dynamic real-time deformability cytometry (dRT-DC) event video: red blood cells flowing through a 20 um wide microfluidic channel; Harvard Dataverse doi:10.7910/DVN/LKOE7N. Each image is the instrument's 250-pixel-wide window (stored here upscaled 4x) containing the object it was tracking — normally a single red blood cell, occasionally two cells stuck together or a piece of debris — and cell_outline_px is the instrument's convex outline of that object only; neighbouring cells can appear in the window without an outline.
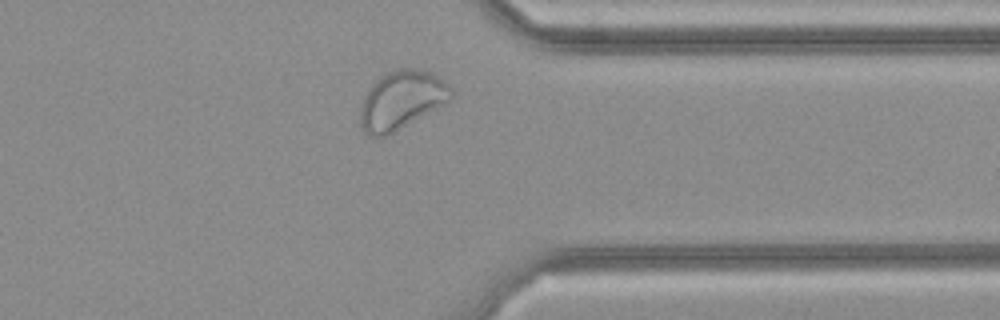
{"species": "common noctule bat (a hibernating species)", "species_latin": "Nyctalus noctula", "temperature_condition": "cold", "stored_images_in_passage": 29, "camera_frame_rate_fps": 3000, "um_per_image_px": 0.085, "animal": {"sex": "female", "body_mass_g": 21.9}, "frame": {"image": 1, "passage_image": 21, "time_ms": 6.667, "image_size_px": [1000, 320], "cell_outline_px": [[452, 96], [448, 100], [392, 132], [384, 136], [368, 136], [360, 128], [360, 108], [364, 96], [372, 84], [380, 76], [400, 68], [420, 68], [436, 76], [448, 84], [452, 92]], "centroid_in_image_um": [34.06, 8.49], "position_along_channel_um": 377.3, "area_um2": 30.06}}